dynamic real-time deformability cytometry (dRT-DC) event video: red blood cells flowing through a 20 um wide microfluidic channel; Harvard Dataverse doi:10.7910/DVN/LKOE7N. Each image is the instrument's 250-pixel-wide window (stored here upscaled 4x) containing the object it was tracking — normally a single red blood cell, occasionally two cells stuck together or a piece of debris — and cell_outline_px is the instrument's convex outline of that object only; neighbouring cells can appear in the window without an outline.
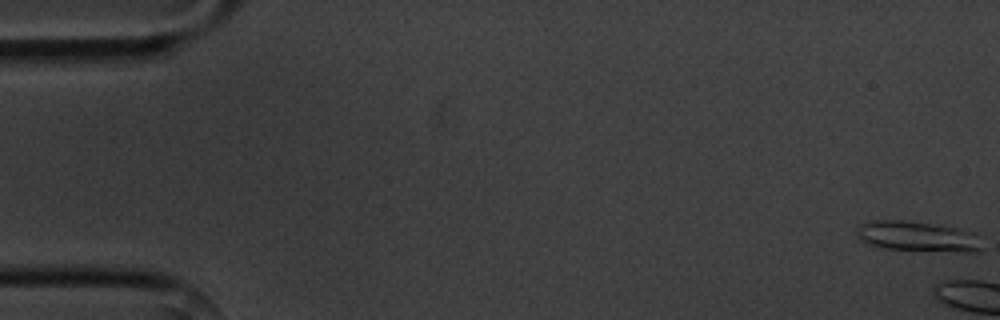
{"species": "common noctule bat (a hibernating species)", "species_latin": "Nyctalus noctula", "temperature_condition": "cold", "stored_images_in_passage": 9, "camera_frame_rate_fps": 3000, "um_per_image_px": 0.085, "animal": {"sex": "male", "body_mass_g": 20.1, "forearm_length_mm": 53.5}, "frame": {"image": 1, "passage_image": 1, "time_ms": 0.0, "image_size_px": [1000, 320], "cell_outline_px": [[984, 252], [964, 252], [880, 248], [868, 244], [860, 240], [856, 232], [856, 228], [860, 224], [876, 220], [900, 220], [960, 228], [976, 232], [984, 248]], "centroid_in_image_um": [78.06, 20.11], "position_along_channel_um": 6.9, "area_um2": 22.37}}
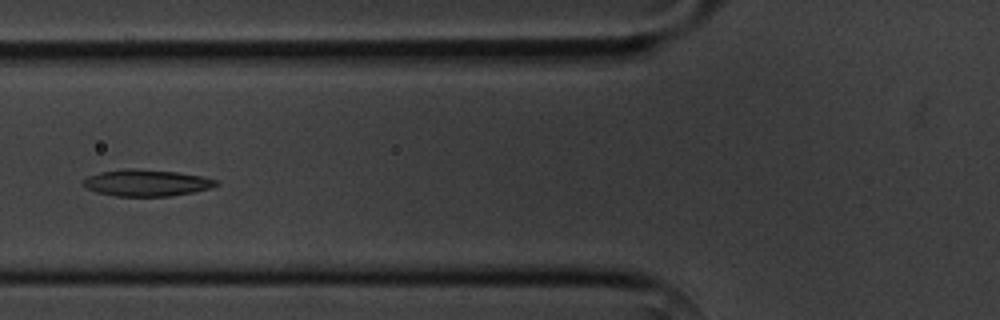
{"frame": {"image": 2, "passage_image": 8, "time_ms": 8.0, "image_size_px": [1000, 320], "cell_outline_px": [[220, 184], [212, 188], [192, 192], [168, 196], [116, 196], [96, 192], [80, 184], [88, 176], [100, 172], [124, 168], [136, 168], [176, 172], [200, 176], [216, 180]], "centroid_in_image_um": [12.43, 15.53], "position_along_channel_um": 113.4, "area_um2": 20.58}}
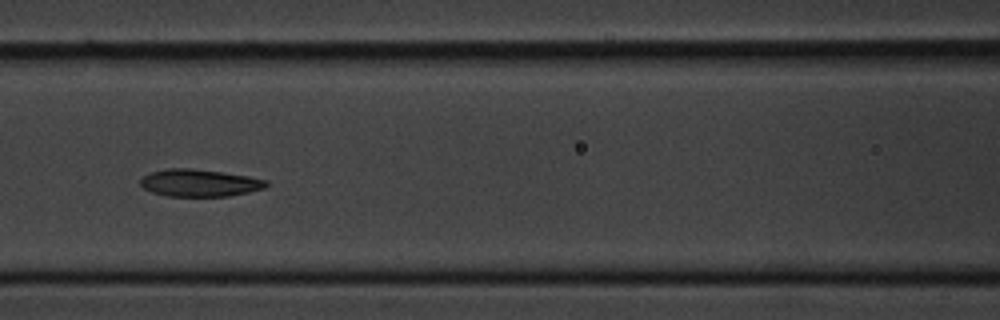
{"frame": {"image": 3, "passage_image": 9, "time_ms": 9.0, "image_size_px": [1000, 320], "cell_outline_px": [[268, 184], [264, 188], [248, 192], [228, 196], [168, 196], [152, 192], [144, 188], [140, 184], [140, 180], [144, 176], [152, 172], [168, 168], [192, 168], [224, 172], [248, 176], [268, 180]], "centroid_in_image_um": [16.97, 15.54], "position_along_channel_um": 149.6, "area_um2": 19.94}}